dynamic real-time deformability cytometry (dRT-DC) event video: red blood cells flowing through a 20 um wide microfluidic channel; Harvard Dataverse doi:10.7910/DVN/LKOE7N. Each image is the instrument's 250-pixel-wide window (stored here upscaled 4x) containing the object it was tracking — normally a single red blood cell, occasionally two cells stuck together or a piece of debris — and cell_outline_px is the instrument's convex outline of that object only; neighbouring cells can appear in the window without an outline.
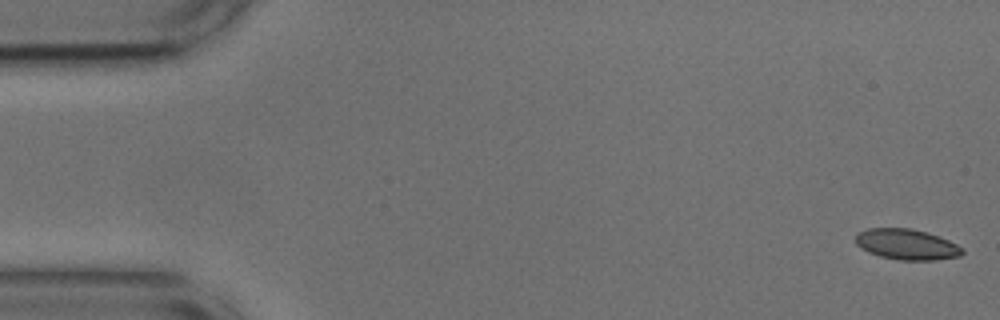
{"species": "common noctule bat (a hibernating species)", "species_latin": "Nyctalus noctula", "temperature_condition": "cold", "stored_images_in_passage": 9, "camera_frame_rate_fps": 3000, "um_per_image_px": 0.085, "animal": {"sex": "male", "body_mass_g": 17.9, "forearm_length_mm": 54.2}, "frame": {"image": 1, "passage_image": 1, "time_ms": 0.0, "image_size_px": [1000, 320], "cell_outline_px": [[964, 252], [960, 256], [936, 260], [900, 260], [880, 256], [868, 252], [860, 248], [856, 244], [856, 232], [868, 228], [912, 228], [928, 232], [940, 236], [964, 248]], "centroid_in_image_um": [77.07, 20.76], "position_along_channel_um": 7.9, "area_um2": 19.31}}